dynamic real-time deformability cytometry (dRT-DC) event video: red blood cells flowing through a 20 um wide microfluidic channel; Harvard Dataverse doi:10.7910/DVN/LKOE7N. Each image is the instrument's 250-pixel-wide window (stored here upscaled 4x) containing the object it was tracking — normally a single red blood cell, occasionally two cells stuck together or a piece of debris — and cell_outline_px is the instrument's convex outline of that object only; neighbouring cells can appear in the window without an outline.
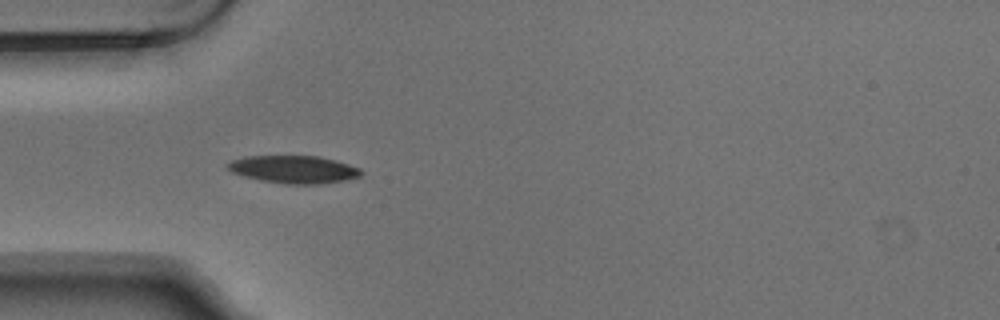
{"species": "Egyptian fruit bat (a non-hibernating species)", "species_latin": "Rousettus aegyptiacus", "temperature_condition": "warm", "stored_images_in_passage": 4, "camera_frame_rate_fps": 3000, "um_per_image_px": 0.085, "animal": {"sex": "male"}, "frame": {"image": 1, "passage_image": 3, "time_ms": 0.667, "image_size_px": [1000, 320], "cell_outline_px": [[364, 172], [360, 176], [344, 180], [320, 184], [288, 184], [260, 180], [244, 176], [232, 172], [228, 168], [228, 164], [232, 160], [244, 156], [320, 156], [348, 164], [360, 168]], "centroid_in_image_um": [24.99, 14.39], "position_along_channel_um": 60.0, "area_um2": 21.39}}
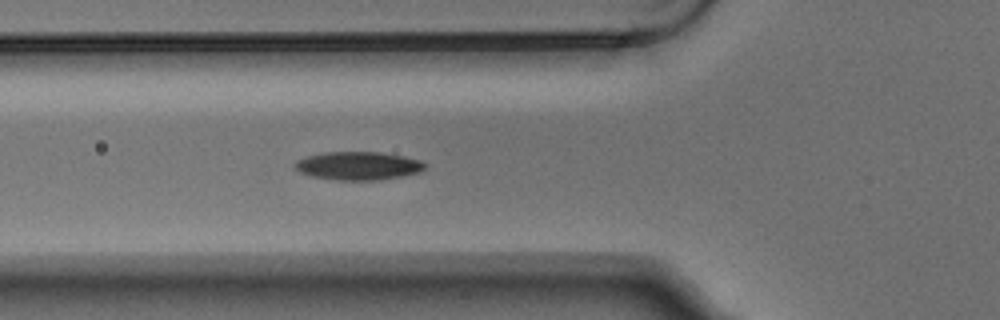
{"frame": {"image": 2, "passage_image": 4, "time_ms": 1.0, "image_size_px": [1000, 320], "cell_outline_px": [[428, 164], [420, 172], [380, 180], [336, 180], [312, 176], [300, 172], [292, 168], [292, 164], [296, 160], [304, 156], [320, 152], [380, 152], [404, 156], [420, 160]], "centroid_in_image_um": [30.39, 14.08], "position_along_channel_um": 95.4, "area_um2": 21.73}}